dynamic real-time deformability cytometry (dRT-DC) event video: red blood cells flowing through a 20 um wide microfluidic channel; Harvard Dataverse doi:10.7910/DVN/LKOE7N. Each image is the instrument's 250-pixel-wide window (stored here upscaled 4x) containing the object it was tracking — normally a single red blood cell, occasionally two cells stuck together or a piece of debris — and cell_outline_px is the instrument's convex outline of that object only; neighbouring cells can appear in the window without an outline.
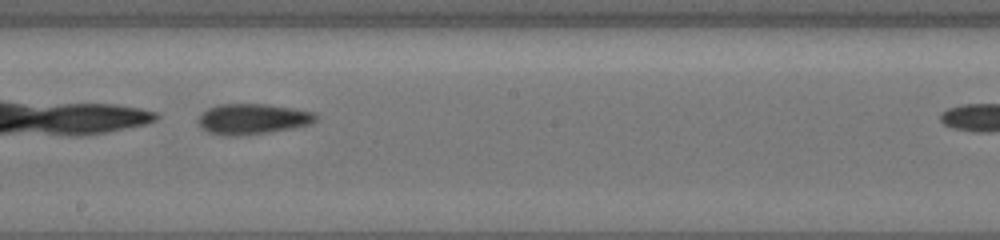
{"species": "common noctule bat (a hibernating species)", "species_latin": "Nyctalus noctula", "temperature_condition": "cold", "stored_images_in_passage": 29, "camera_frame_rate_fps": 3000, "um_per_image_px": 0.085, "animal": {"sex": "female", "body_mass_g": 19.5, "forearm_length_mm": 54.1}, "frame": {"image": 1, "passage_image": 13, "time_ms": 4.0, "image_size_px": [1000, 240], "cell_outline_px": [[316, 120], [308, 124], [296, 128], [236, 136], [224, 136], [208, 132], [200, 124], [200, 116], [208, 108], [220, 104], [268, 104], [316, 112]], "centroid_in_image_um": [21.51, 10.11], "position_along_channel_um": 226.7, "area_um2": 20.69}}